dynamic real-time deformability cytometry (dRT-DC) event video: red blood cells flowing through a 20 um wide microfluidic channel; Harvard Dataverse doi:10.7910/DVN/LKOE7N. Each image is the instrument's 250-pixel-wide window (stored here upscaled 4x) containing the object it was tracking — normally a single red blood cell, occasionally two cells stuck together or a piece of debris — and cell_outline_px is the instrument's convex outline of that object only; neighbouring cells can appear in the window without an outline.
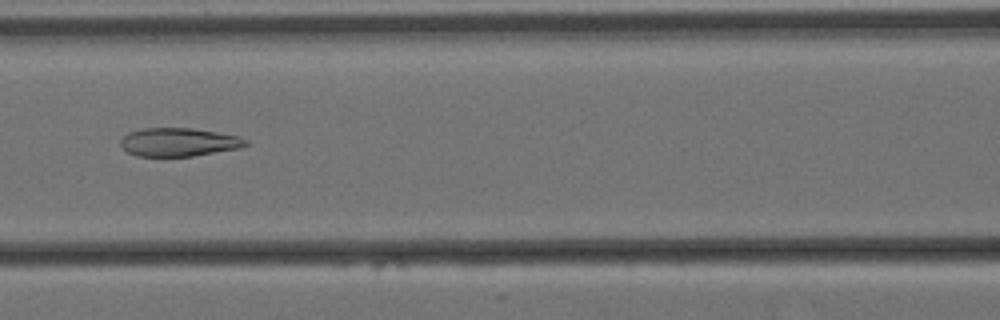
{"species": "Egyptian fruit bat (a non-hibernating species)", "species_latin": "Rousettus aegyptiacus", "temperature_condition": "cold", "stored_images_in_passage": 31, "camera_frame_rate_fps": 3000, "um_per_image_px": 0.085, "animal": {"sex": "female"}, "frame": {"image": 1, "passage_image": 10, "time_ms": 3.0, "image_size_px": [1000, 320], "cell_outline_px": [[248, 144], [240, 148], [192, 156], [136, 156], [128, 152], [120, 144], [120, 140], [128, 132], [140, 128], [192, 128], [240, 136], [248, 140]], "centroid_in_image_um": [15.19, 12.07], "position_along_channel_um": 151.4, "area_um2": 20.75}}
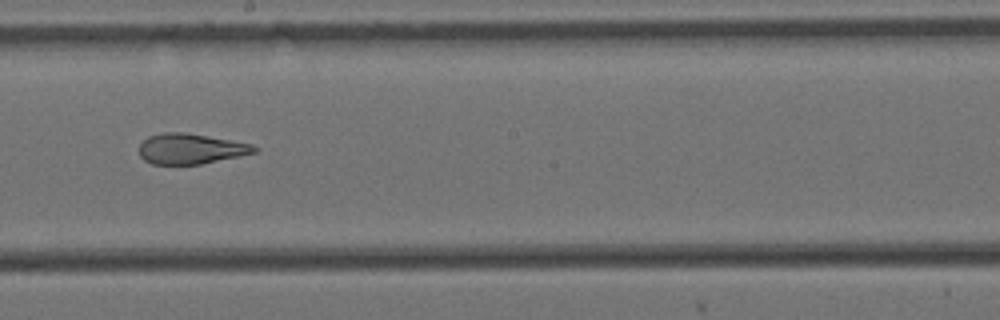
{"frame": {"image": 2, "passage_image": 17, "time_ms": 5.333, "image_size_px": [1000, 320], "cell_outline_px": [[260, 148], [256, 152], [240, 156], [200, 164], [152, 164], [144, 160], [140, 156], [140, 144], [148, 136], [164, 132], [184, 132], [252, 144]], "centroid_in_image_um": [16.21, 12.65], "position_along_channel_um": 232.0, "area_um2": 20.29}}
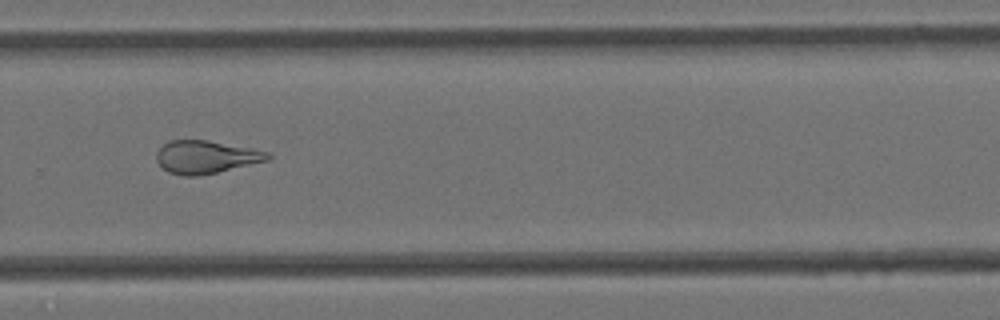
{"frame": {"image": 3, "passage_image": 24, "time_ms": 7.667, "image_size_px": [1000, 320], "cell_outline_px": [[272, 156], [268, 160], [216, 172], [196, 176], [184, 176], [168, 172], [156, 160], [156, 152], [168, 140], [208, 140], [268, 152]], "centroid_in_image_um": [17.46, 13.34], "position_along_channel_um": 312.3, "area_um2": 20.98}, "authors_computed_cell_mechanics": {"area_um2": 21.097, "velocity_mm_per_s": 3.472, "shape_relaxation_time_tau1_ms": null, "shape_relaxation_time_tau2_ms": 2.5767, "deformation_change_tau1": null, "deformation_change_tau2": 0.12}}